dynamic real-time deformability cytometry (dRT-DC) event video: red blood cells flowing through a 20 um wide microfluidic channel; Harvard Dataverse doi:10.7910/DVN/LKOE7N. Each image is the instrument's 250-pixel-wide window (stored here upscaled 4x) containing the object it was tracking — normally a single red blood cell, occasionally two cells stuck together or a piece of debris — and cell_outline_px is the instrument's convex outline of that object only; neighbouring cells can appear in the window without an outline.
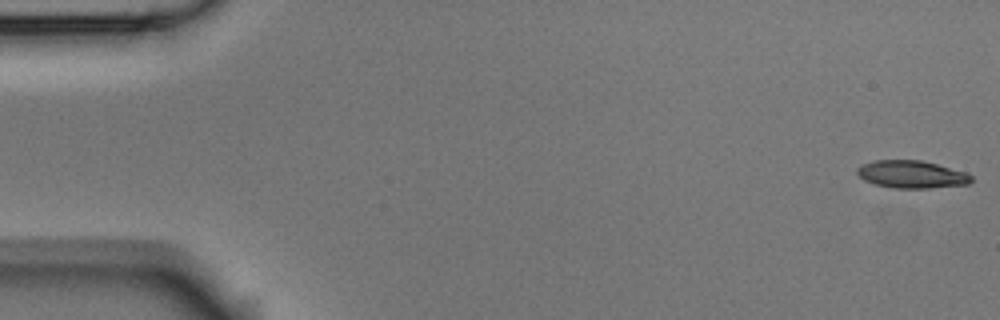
{"species": "Egyptian fruit bat (a non-hibernating species)", "species_latin": "Rousettus aegyptiacus", "temperature_condition": "room temperature", "stored_images_in_passage": 54, "camera_frame_rate_fps": 3000, "um_per_image_px": 0.085, "animal": {"sex": "male"}, "frame": {"image": 1, "passage_image": 1, "time_ms": 0.0, "image_size_px": [1000, 320], "cell_outline_px": [[972, 180], [968, 184], [932, 188], [892, 188], [876, 184], [864, 180], [856, 172], [856, 168], [860, 164], [876, 160], [920, 160], [968, 172], [972, 176]], "centroid_in_image_um": [77.49, 14.82], "position_along_channel_um": 7.5, "area_um2": 18.44}}
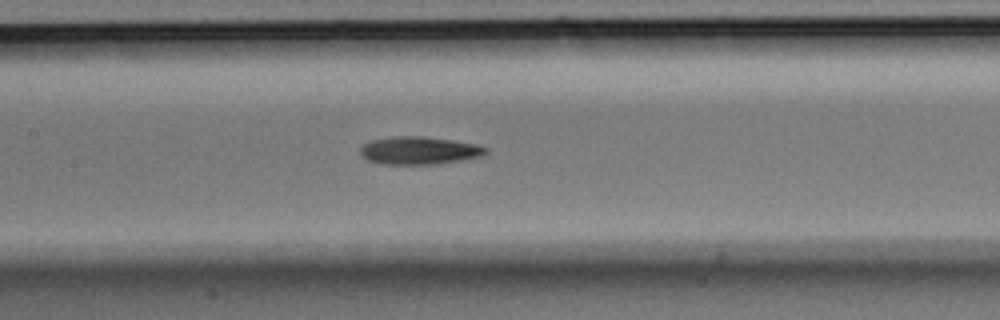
{"frame": {"image": 2, "passage_image": 25, "time_ms": 8.0, "image_size_px": [1000, 320], "cell_outline_px": [[488, 152], [480, 156], [460, 160], [436, 164], [384, 164], [368, 160], [360, 152], [360, 148], [364, 144], [372, 140], [392, 136], [424, 136], [452, 140], [476, 144], [488, 148]], "centroid_in_image_um": [35.63, 12.78], "position_along_channel_um": 171.8, "area_um2": 20.17}}
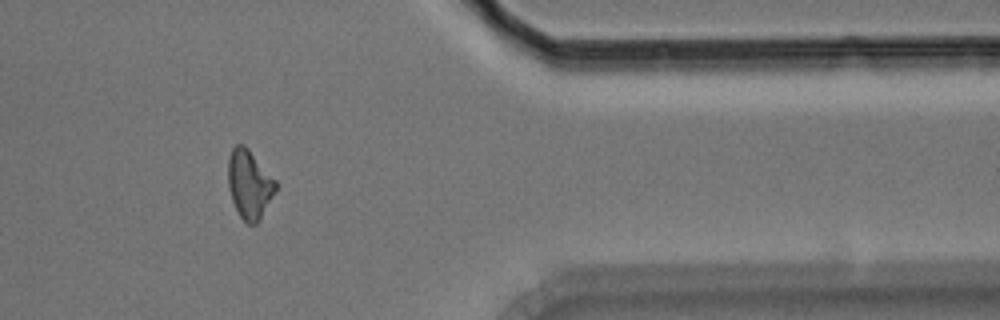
{"frame": {"image": 3, "passage_image": 44, "time_ms": 14.333, "image_size_px": [1000, 320], "cell_outline_px": [[276, 188], [260, 220], [256, 224], [248, 224], [240, 216], [232, 200], [228, 188], [228, 156], [232, 148], [236, 144], [244, 144], [248, 148], [276, 180]], "centroid_in_image_um": [21.18, 15.64], "position_along_channel_um": 390.2, "area_um2": 18.96}, "authors_computed_cell_mechanics": {"area_um2": 19.1318, "velocity_mm_per_s": 3.7709, "shape_relaxation_time_tau1_ms": 6.7988, "shape_relaxation_time_tau2_ms": null, "deformation_change_tau1": 0.1856, "deformation_change_tau2": null}}